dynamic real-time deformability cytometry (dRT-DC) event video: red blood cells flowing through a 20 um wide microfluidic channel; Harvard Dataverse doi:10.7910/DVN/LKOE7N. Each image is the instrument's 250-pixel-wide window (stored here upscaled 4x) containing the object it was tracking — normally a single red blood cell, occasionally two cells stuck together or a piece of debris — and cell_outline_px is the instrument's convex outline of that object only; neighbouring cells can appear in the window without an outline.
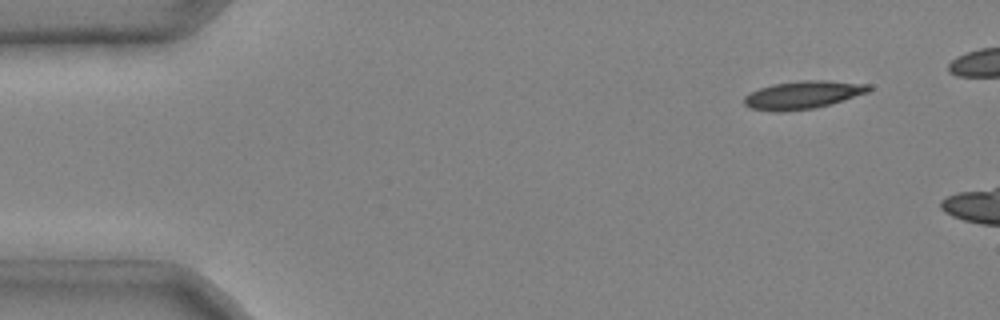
{"species": "common noctule bat (a hibernating species)", "species_latin": "Nyctalus noctula", "temperature_condition": "cold", "stored_images_in_passage": 4, "camera_frame_rate_fps": 3000, "um_per_image_px": 0.085, "animal": {"sex": "male", "body_mass_g": 20.4}, "frame": {"image": 1, "passage_image": 1, "time_ms": 0.0, "image_size_px": [1000, 320], "cell_outline_px": [[872, 88], [868, 92], [816, 108], [784, 112], [776, 112], [752, 108], [744, 104], [744, 96], [748, 92], [772, 84], [800, 80], [824, 80], [872, 84]], "centroid_in_image_um": [68.23, 8.06], "position_along_channel_um": 16.8, "area_um2": 20.4}}